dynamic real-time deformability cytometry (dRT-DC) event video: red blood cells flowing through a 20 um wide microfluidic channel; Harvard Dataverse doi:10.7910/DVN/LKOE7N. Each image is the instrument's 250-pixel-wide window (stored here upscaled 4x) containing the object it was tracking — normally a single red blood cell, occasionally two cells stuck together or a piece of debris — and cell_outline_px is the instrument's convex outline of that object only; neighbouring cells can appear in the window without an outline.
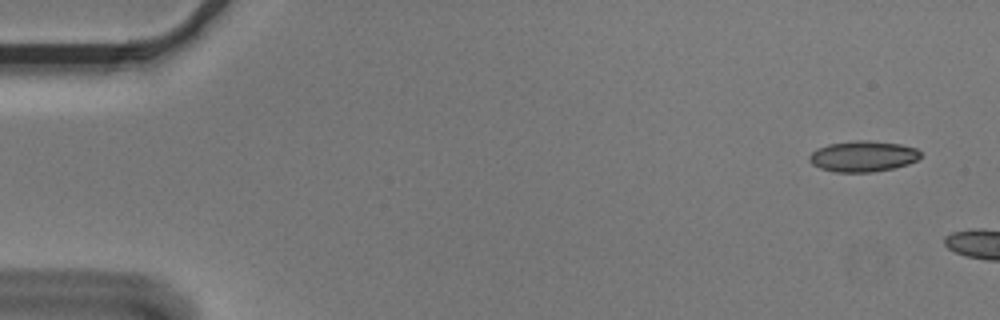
{"species": "Egyptian fruit bat (a non-hibernating species)", "species_latin": "Rousettus aegyptiacus", "temperature_condition": "cold", "stored_images_in_passage": 10, "camera_frame_rate_fps": 3000, "um_per_image_px": 0.085, "animal": {"sex": "male"}, "frame": {"image": 1, "passage_image": 1, "time_ms": 0.0, "image_size_px": [1000, 320], "cell_outline_px": [[920, 156], [916, 160], [908, 164], [892, 168], [872, 172], [832, 172], [820, 168], [812, 164], [808, 160], [808, 156], [816, 148], [828, 144], [856, 140], [868, 140], [900, 144], [916, 148], [920, 152]], "centroid_in_image_um": [73.31, 13.28], "position_along_channel_um": 11.7, "area_um2": 20.06}}
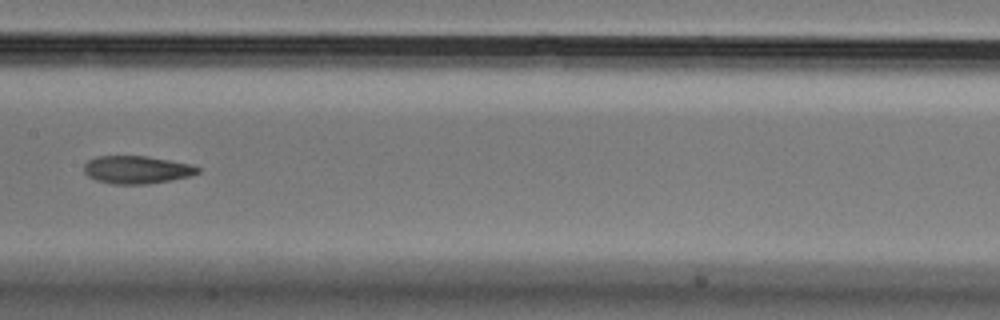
{"frame": {"image": 2, "passage_image": 9, "time_ms": 2.667, "image_size_px": [1000, 320], "cell_outline_px": [[200, 172], [192, 176], [148, 184], [112, 184], [96, 180], [88, 176], [84, 172], [84, 164], [88, 160], [96, 156], [148, 156], [188, 164], [200, 168]], "centroid_in_image_um": [11.61, 14.43], "position_along_channel_um": 195.8, "area_um2": 18.44}}
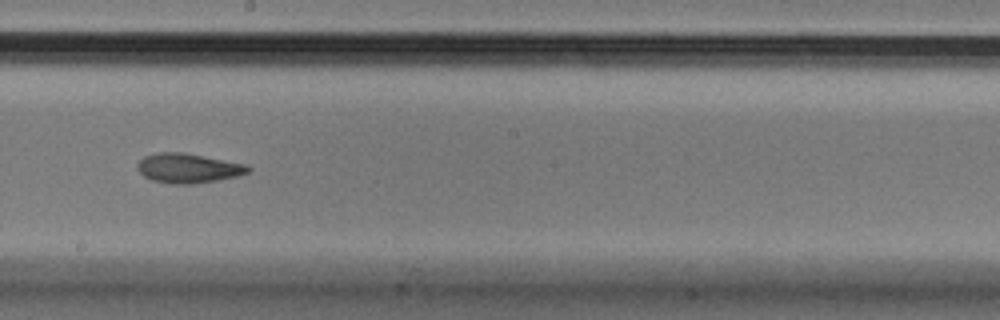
{"frame": {"image": 3, "passage_image": 10, "time_ms": 3.0, "image_size_px": [1000, 320], "cell_outline_px": [[252, 168], [248, 172], [236, 176], [216, 180], [192, 184], [168, 184], [152, 180], [144, 176], [140, 172], [136, 164], [144, 156], [156, 152], [184, 152], [248, 164]], "centroid_in_image_um": [15.99, 14.28], "position_along_channel_um": 232.2, "area_um2": 19.19}}